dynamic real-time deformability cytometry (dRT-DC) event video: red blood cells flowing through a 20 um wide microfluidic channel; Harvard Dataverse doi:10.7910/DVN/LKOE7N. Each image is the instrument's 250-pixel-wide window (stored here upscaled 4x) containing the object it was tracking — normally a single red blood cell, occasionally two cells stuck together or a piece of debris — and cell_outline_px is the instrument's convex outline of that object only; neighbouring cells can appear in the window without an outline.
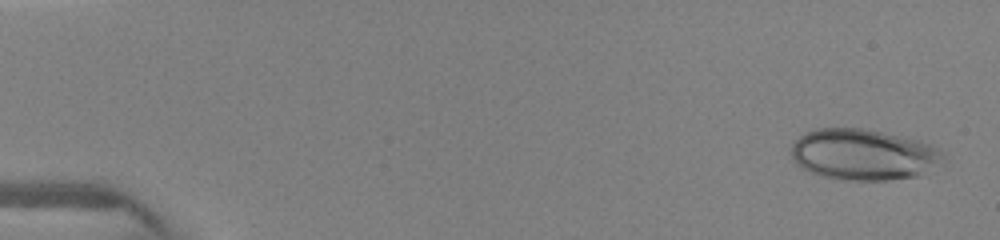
{"species": "human", "species_latin": "Homo sapiens", "temperature_condition": "warm", "stored_images_in_passage": 6, "camera_frame_rate_fps": 3000, "um_per_image_px": 0.085, "donor": {"sex": "female"}, "frame": {"image": 1, "passage_image": 1, "time_ms": 0.0, "image_size_px": [1000, 240], "cell_outline_px": [[940, 152], [920, 176], [888, 180], [852, 180], [824, 176], [812, 172], [796, 164], [792, 160], [792, 144], [800, 136], [816, 128], [860, 128], [920, 140], [936, 148]], "centroid_in_image_um": [73.25, 13.12], "position_along_channel_um": 11.7, "area_um2": 43.75}}